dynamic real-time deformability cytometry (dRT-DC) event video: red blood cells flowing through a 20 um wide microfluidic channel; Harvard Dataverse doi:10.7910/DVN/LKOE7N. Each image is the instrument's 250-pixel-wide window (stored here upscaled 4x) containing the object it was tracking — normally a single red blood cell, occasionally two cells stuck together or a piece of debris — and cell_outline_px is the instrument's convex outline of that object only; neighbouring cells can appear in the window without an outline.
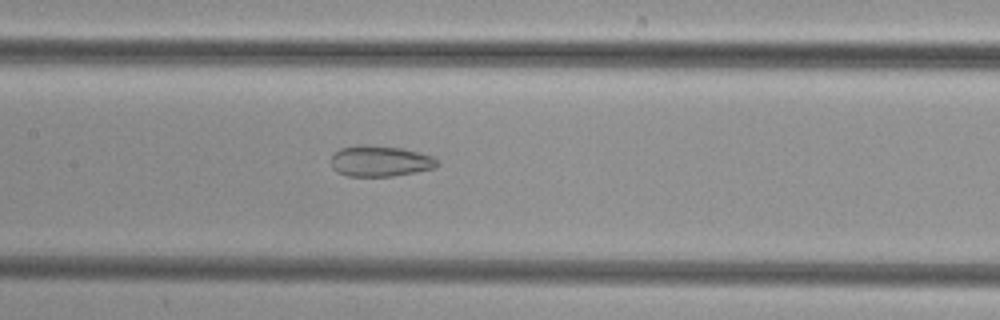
{"species": "common noctule bat (a hibernating species)", "species_latin": "Nyctalus noctula", "temperature_condition": "cold", "stored_images_in_passage": 50, "camera_frame_rate_fps": 3000, "um_per_image_px": 0.085, "animal": {"sex": "female", "body_mass_g": 29.2, "forearm_length_mm": 56.3}, "frame": {"image": 1, "passage_image": 24, "time_ms": 7.667, "image_size_px": [1000, 320], "cell_outline_px": [[440, 164], [436, 168], [416, 172], [392, 176], [348, 176], [336, 172], [332, 168], [332, 156], [340, 148], [356, 144], [400, 148], [432, 156]], "centroid_in_image_um": [32.3, 13.7], "position_along_channel_um": 175.1, "area_um2": 19.02}}
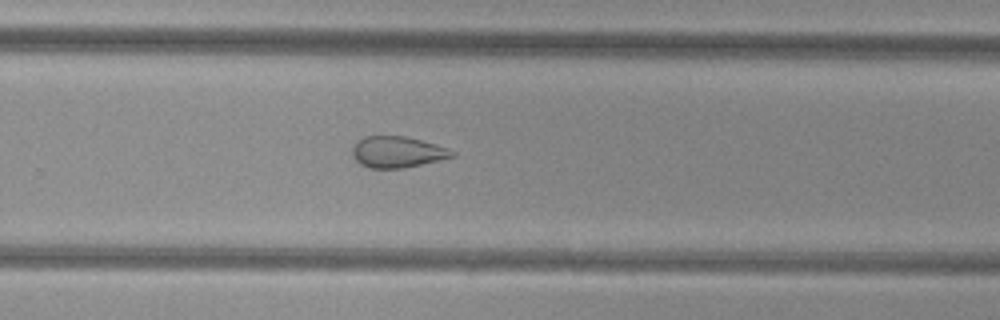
{"frame": {"image": 2, "passage_image": 33, "time_ms": 10.667, "image_size_px": [1000, 320], "cell_outline_px": [[456, 156], [440, 160], [404, 168], [368, 168], [360, 164], [352, 156], [352, 148], [364, 136], [404, 136], [436, 144], [448, 148], [456, 152]], "centroid_in_image_um": [33.8, 12.93], "position_along_channel_um": 296.0, "area_um2": 18.15}}
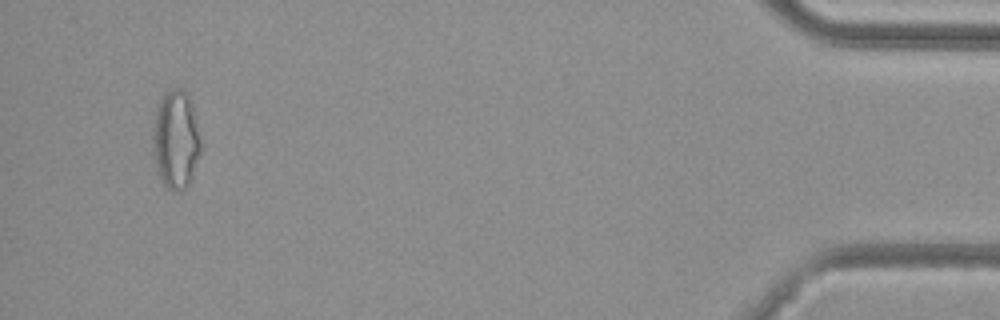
{"frame": {"image": 3, "passage_image": 48, "time_ms": 15.667, "image_size_px": [1000, 320], "cell_outline_px": [[200, 152], [192, 180], [180, 192], [172, 192], [160, 180], [156, 168], [152, 140], [152, 132], [156, 108], [160, 100], [172, 88], [180, 88], [188, 96], [192, 108], [200, 140]], "centroid_in_image_um": [14.92, 11.94], "position_along_channel_um": 420.3, "area_um2": 27.28}}